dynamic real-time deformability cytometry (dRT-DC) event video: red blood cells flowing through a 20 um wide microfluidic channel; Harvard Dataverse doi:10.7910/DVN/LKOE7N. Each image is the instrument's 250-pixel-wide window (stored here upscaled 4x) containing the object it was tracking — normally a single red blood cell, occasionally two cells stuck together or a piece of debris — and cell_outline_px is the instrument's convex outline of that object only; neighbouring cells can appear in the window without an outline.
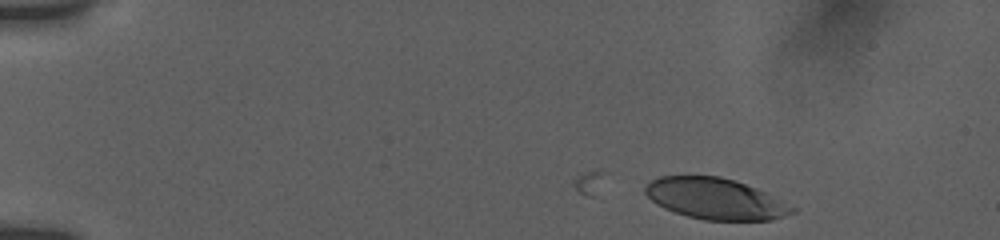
{"species": "human", "species_latin": "Homo sapiens", "temperature_condition": "room temperature", "stored_images_in_passage": 14, "camera_frame_rate_fps": 3000, "um_per_image_px": 0.085, "donor": {"sex": "female"}, "frame": {"image": 1, "passage_image": 1, "time_ms": 0.0, "image_size_px": [1000, 240], "cell_outline_px": [[796, 212], [772, 220], [704, 220], [688, 216], [664, 208], [656, 204], [644, 192], [644, 188], [652, 180], [660, 176], [720, 176], [736, 180], [756, 188], [796, 208]], "centroid_in_image_um": [60.8, 16.89], "position_along_channel_um": 24.2, "area_um2": 34.97}}
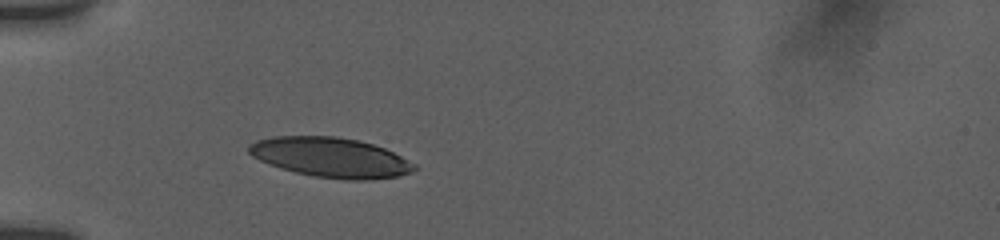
{"frame": {"image": 2, "passage_image": 10, "time_ms": 3.333, "image_size_px": [1000, 240], "cell_outline_px": [[416, 168], [412, 172], [396, 176], [372, 180], [348, 180], [312, 176], [280, 168], [268, 164], [252, 156], [248, 152], [248, 144], [256, 140], [272, 136], [336, 136], [360, 140], [384, 148], [416, 164]], "centroid_in_image_um": [28.08, 13.38], "position_along_channel_um": 56.9, "area_um2": 38.49}}
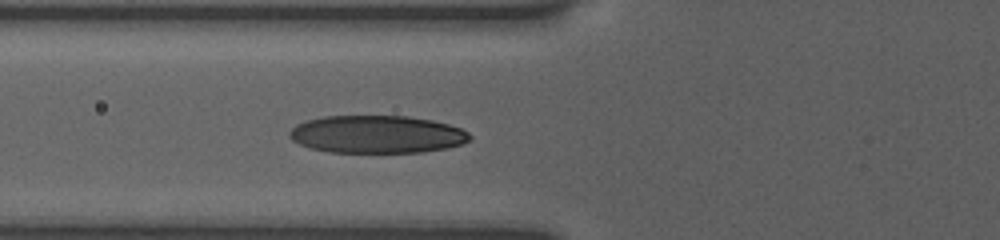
{"frame": {"image": 3, "passage_image": 14, "time_ms": 4.667, "image_size_px": [1000, 240], "cell_outline_px": [[472, 136], [468, 140], [460, 144], [448, 148], [424, 152], [328, 152], [312, 148], [300, 144], [292, 140], [288, 136], [288, 132], [296, 124], [308, 120], [324, 116], [408, 116], [432, 120], [448, 124], [460, 128], [468, 132]], "centroid_in_image_um": [32.03, 11.42], "position_along_channel_um": 93.8, "area_um2": 39.59}}